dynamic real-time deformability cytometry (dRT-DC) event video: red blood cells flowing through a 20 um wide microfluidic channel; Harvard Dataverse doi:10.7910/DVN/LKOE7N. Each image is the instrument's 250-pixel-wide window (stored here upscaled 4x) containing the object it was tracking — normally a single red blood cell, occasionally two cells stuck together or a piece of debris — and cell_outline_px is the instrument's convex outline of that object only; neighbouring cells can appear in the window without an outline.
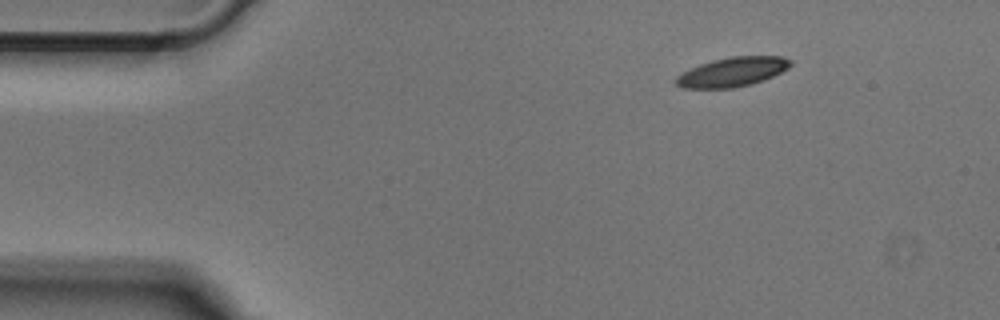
{"species": "Egyptian fruit bat (a non-hibernating species)", "species_latin": "Rousettus aegyptiacus", "temperature_condition": "cold", "stored_images_in_passage": 4, "camera_frame_rate_fps": 3000, "um_per_image_px": 0.085, "animal": {"sex": "male"}, "frame": {"image": 1, "passage_image": 1, "time_ms": 0.0, "image_size_px": [1000, 320], "cell_outline_px": [[792, 64], [788, 68], [764, 80], [752, 84], [732, 88], [680, 88], [672, 80], [676, 76], [700, 64], [712, 60], [732, 56], [780, 56], [792, 60]], "centroid_in_image_um": [62.24, 6.12], "position_along_channel_um": 22.8, "area_um2": 19.59}}